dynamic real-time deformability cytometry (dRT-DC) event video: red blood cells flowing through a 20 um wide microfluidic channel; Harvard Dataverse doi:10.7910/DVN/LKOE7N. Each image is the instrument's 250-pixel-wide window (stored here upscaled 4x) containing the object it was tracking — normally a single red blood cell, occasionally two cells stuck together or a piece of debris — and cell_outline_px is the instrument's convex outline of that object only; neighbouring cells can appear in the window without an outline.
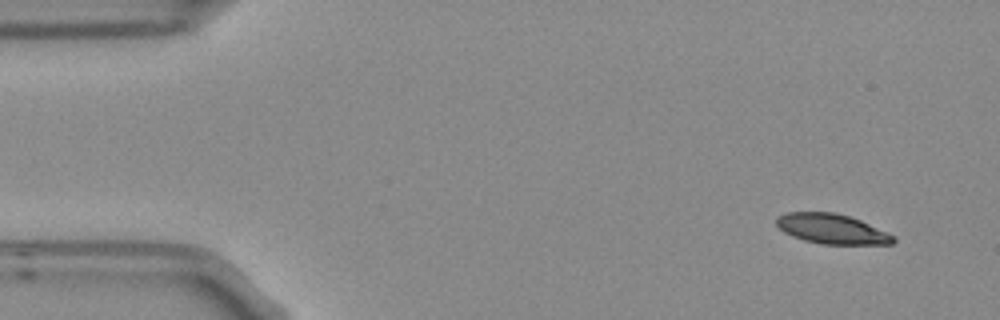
{"species": "Egyptian fruit bat (a non-hibernating species)", "species_latin": "Rousettus aegyptiacus", "temperature_condition": "room temperature", "stored_images_in_passage": 4, "segment_of_instrument_passage": [2, 2], "camera_frame_rate_fps": 3000, "um_per_image_px": 0.085, "frame": {"image": 1, "passage_image": 4, "time_ms": 1.0, "image_size_px": [1000, 320], "cell_outline_px": [[896, 240], [892, 244], [824, 244], [804, 240], [792, 236], [784, 232], [776, 224], [776, 216], [784, 212], [836, 212], [860, 220], [896, 236]], "centroid_in_image_um": [70.69, 19.45], "position_along_channel_um": 14.3, "area_um2": 20.4}}